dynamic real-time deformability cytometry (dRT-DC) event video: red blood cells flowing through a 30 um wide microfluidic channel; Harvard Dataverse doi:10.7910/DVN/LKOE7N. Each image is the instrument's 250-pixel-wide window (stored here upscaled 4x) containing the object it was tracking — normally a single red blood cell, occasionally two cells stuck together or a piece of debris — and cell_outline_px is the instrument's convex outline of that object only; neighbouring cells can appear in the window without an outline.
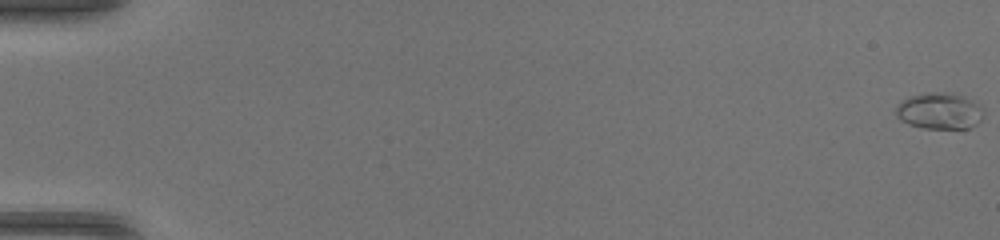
{"species": "common noctule bat (a hibernating species)", "species_latin": "Nyctalus noctula", "temperature_condition": "warm", "stored_images_in_passage": 51, "camera_frame_rate_fps": 3000, "um_per_image_px": 0.085, "animal": {"sex": "female", "body_mass_g": 17.0, "forearm_length_mm": 48.0}, "frame": {"image": 1, "passage_image": 1, "time_ms": 0.0, "image_size_px": [1000, 240], "cell_outline_px": [[984, 116], [972, 128], [924, 128], [908, 124], [900, 120], [896, 116], [896, 108], [900, 100], [908, 96], [924, 92], [956, 92], [980, 104], [984, 108]], "centroid_in_image_um": [79.87, 9.4], "position_along_channel_um": 5.1, "area_um2": 19.13}}
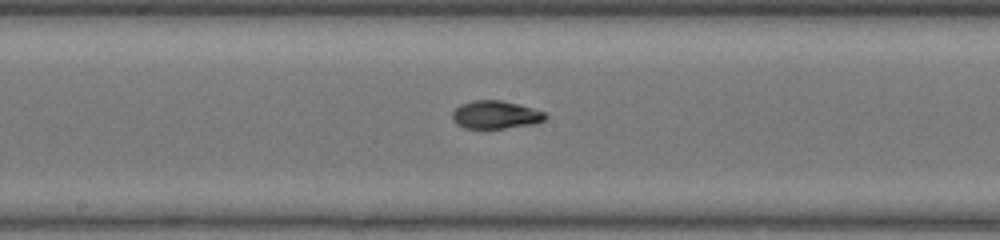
{"frame": {"image": 2, "passage_image": 29, "time_ms": 9.333, "image_size_px": [1000, 240], "cell_outline_px": [[548, 116], [544, 120], [536, 124], [504, 128], [464, 128], [456, 124], [452, 120], [452, 112], [460, 104], [472, 100], [500, 100], [532, 108], [544, 112]], "centroid_in_image_um": [42.1, 9.76], "position_along_channel_um": 206.1, "area_um2": 15.2}}
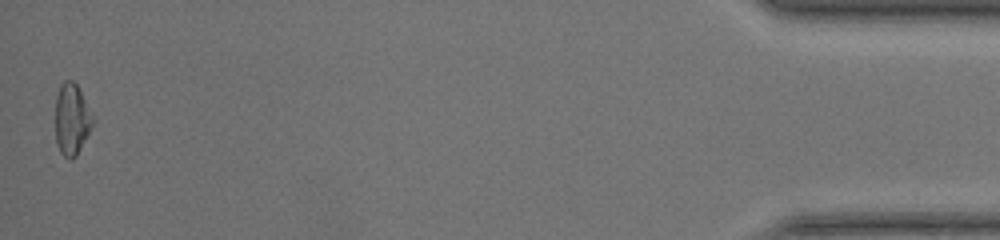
{"frame": {"image": 3, "passage_image": 51, "time_ms": 16.667, "image_size_px": [1000, 240], "cell_outline_px": [[92, 124], [76, 156], [72, 160], [68, 160], [60, 152], [56, 144], [56, 96], [60, 84], [64, 80], [72, 80], [76, 84], [92, 116]], "centroid_in_image_um": [6.05, 10.15], "position_along_channel_um": 429.1, "area_um2": 15.14}, "authors_computed_cell_mechanics": {"area_um2": 15.317, "velocity_mm_per_s": 4.2677, "shape_relaxation_time_tau1_ms": 4.9916, "shape_relaxation_time_tau2_ms": 2.3502, "deformation_change_tau1": 0.1995, "deformation_change_tau2": 0.066}}